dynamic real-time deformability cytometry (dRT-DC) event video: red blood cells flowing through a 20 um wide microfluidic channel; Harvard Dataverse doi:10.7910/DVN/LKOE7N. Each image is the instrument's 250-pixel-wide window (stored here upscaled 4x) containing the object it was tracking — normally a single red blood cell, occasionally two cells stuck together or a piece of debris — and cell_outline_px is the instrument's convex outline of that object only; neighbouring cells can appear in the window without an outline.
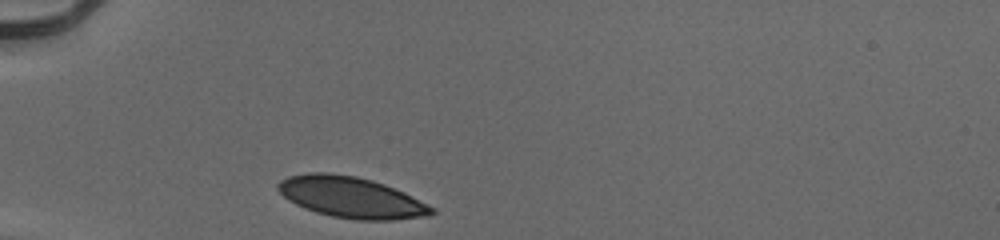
{"species": "human", "species_latin": "Homo sapiens", "temperature_condition": "cold", "stored_images_in_passage": 29, "camera_frame_rate_fps": 3000, "um_per_image_px": 0.085, "donor": {"sex": "male"}, "frame": {"image": 1, "passage_image": 1, "time_ms": 0.0, "image_size_px": [1000, 240], "cell_outline_px": [[436, 212], [428, 216], [392, 220], [356, 220], [332, 216], [316, 212], [304, 208], [288, 200], [276, 188], [276, 184], [280, 180], [288, 176], [308, 172], [324, 172], [356, 176], [372, 180], [384, 184], [404, 192], [436, 208]], "centroid_in_image_um": [29.85, 16.77], "position_along_channel_um": 55.2, "area_um2": 36.88}}
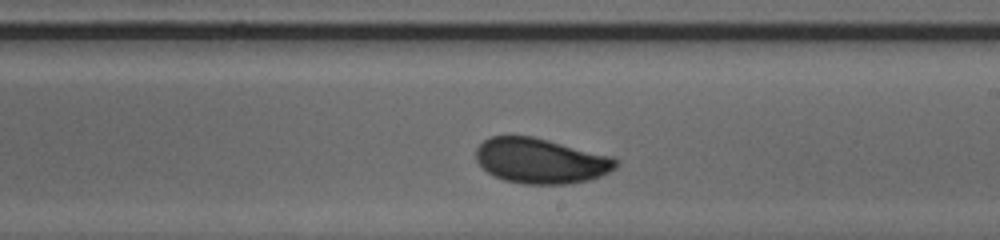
{"frame": {"image": 2, "passage_image": 17, "time_ms": 5.333, "image_size_px": [1000, 240], "cell_outline_px": [[620, 164], [616, 168], [600, 176], [588, 180], [568, 184], [524, 184], [504, 180], [488, 172], [476, 160], [476, 148], [484, 140], [492, 136], [532, 136], [612, 156], [620, 160]], "centroid_in_image_um": [45.99, 13.67], "position_along_channel_um": 243.0, "area_um2": 36.82}}
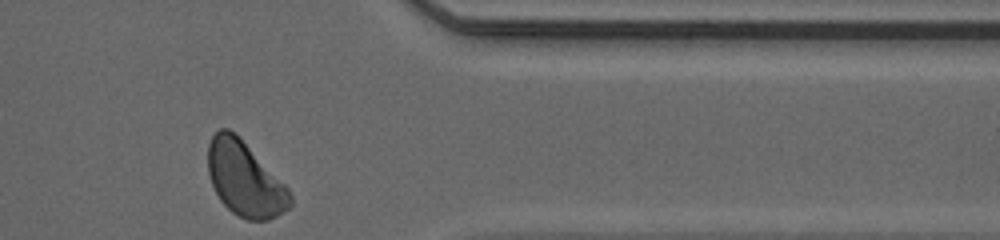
{"frame": {"image": 3, "passage_image": 29, "time_ms": 9.333, "image_size_px": [1000, 240], "cell_outline_px": [[292, 204], [288, 208], [276, 216], [268, 220], [248, 220], [232, 212], [220, 200], [212, 184], [208, 172], [208, 144], [212, 136], [220, 128], [228, 128], [236, 132], [288, 188], [292, 196]], "centroid_in_image_um": [20.8, 15.19], "position_along_channel_um": 390.6, "area_um2": 35.55}, "authors_computed_cell_mechanics": {"area_um2": 36.8764, "velocity_mm_per_s": 3.9208, "shape_relaxation_time_tau1_ms": 3.1068, "shape_relaxation_time_tau2_ms": 0.77, "deformation_change_tau1": 0.1135, "deformation_change_tau2": 0.037}}